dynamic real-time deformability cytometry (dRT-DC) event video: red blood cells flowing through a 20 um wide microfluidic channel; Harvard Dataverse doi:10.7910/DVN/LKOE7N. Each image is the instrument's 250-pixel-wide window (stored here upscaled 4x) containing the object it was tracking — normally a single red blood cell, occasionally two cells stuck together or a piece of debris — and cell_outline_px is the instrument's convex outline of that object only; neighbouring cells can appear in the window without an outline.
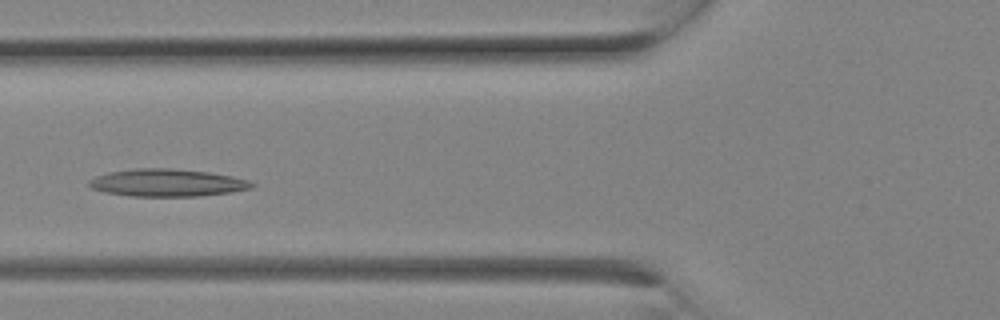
{"species": "Egyptian fruit bat (a non-hibernating species)", "species_latin": "Rousettus aegyptiacus", "temperature_condition": "room temperature", "stored_images_in_passage": 10, "camera_frame_rate_fps": 3000, "um_per_image_px": 0.085, "animal": {"sex": "female"}, "frame": {"image": 1, "passage_image": 9, "time_ms": 2.667, "image_size_px": [1000, 320], "cell_outline_px": [[256, 184], [248, 188], [228, 192], [200, 196], [128, 196], [104, 192], [92, 188], [88, 184], [88, 180], [96, 176], [108, 172], [132, 168], [172, 168], [208, 172], [232, 176], [252, 180]], "centroid_in_image_um": [14.18, 15.52], "position_along_channel_um": 111.6, "area_um2": 26.13}}